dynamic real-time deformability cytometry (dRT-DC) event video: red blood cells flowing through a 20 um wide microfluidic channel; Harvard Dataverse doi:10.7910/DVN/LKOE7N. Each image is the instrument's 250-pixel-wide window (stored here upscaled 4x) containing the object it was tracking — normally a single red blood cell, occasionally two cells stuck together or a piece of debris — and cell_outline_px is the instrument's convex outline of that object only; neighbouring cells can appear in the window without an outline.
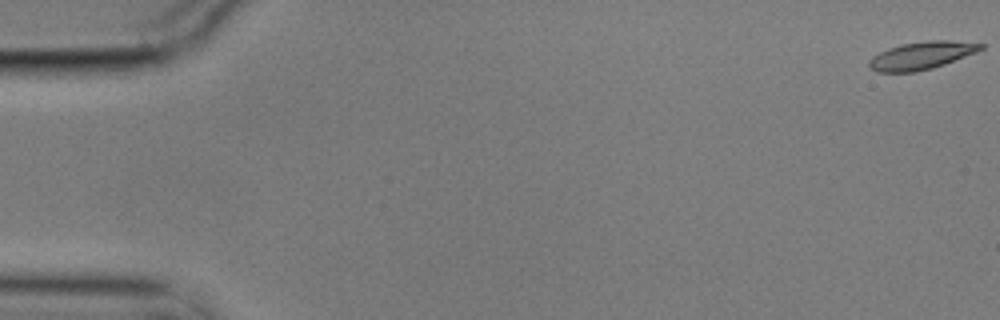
{"species": "common noctule bat (a hibernating species)", "species_latin": "Nyctalus noctula", "temperature_condition": "cold", "stored_images_in_passage": 14, "camera_frame_rate_fps": 3000, "um_per_image_px": 0.085, "animal": {"sex": "male", "body_mass_g": 17.9}, "frame": {"image": 1, "passage_image": 1, "time_ms": 0.0, "image_size_px": [1000, 320], "cell_outline_px": [[984, 48], [976, 52], [944, 64], [932, 68], [916, 72], [876, 72], [868, 68], [868, 60], [872, 56], [888, 48], [900, 44], [928, 40], [948, 40], [984, 44]], "centroid_in_image_um": [78.27, 4.72], "position_along_channel_um": 6.7, "area_um2": 18.09}}